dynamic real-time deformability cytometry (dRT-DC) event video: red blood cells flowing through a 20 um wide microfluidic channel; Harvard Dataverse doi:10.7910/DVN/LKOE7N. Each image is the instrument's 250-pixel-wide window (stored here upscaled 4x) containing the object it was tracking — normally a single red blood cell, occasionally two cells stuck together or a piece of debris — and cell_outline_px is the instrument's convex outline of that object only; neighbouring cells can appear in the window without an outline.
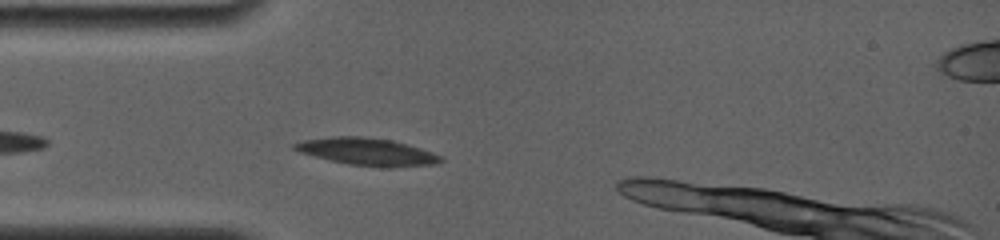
{"species": "common noctule bat (a hibernating species)", "species_latin": "Nyctalus noctula", "temperature_condition": "room temperature", "stored_images_in_passage": 19, "camera_frame_rate_fps": 4000, "um_per_image_px": 0.085, "animal": {"sex": "female", "body_mass_g": 19.0, "forearm_length_mm": 56.7}, "frame": {"image": 1, "passage_image": 4, "time_ms": 1.25, "image_size_px": [1000, 240], "cell_outline_px": [[444, 160], [432, 164], [392, 168], [380, 168], [348, 164], [300, 152], [292, 148], [292, 144], [304, 140], [332, 136], [360, 136], [392, 140], [408, 144], [444, 156]], "centroid_in_image_um": [31.25, 12.9], "position_along_channel_um": 53.7, "area_um2": 23.35}}
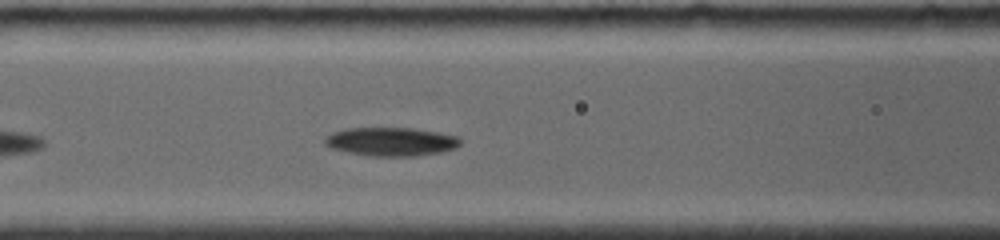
{"frame": {"image": 2, "passage_image": 9, "time_ms": 3.5, "image_size_px": [1000, 240], "cell_outline_px": [[464, 140], [456, 148], [444, 152], [416, 156], [372, 156], [348, 152], [332, 148], [324, 144], [324, 140], [332, 132], [348, 128], [412, 128], [460, 136]], "centroid_in_image_um": [33.31, 12.04], "position_along_channel_um": 133.3, "area_um2": 22.72}}
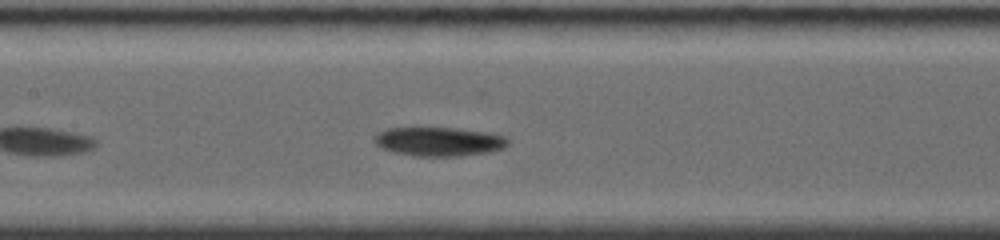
{"frame": {"image": 3, "passage_image": 11, "time_ms": 4.5, "image_size_px": [1000, 240], "cell_outline_px": [[508, 144], [504, 148], [492, 152], [460, 156], [416, 156], [392, 152], [380, 148], [372, 140], [380, 132], [388, 128], [452, 128], [484, 132], [508, 136]], "centroid_in_image_um": [37.32, 12.05], "position_along_channel_um": 170.1, "area_um2": 22.6}}